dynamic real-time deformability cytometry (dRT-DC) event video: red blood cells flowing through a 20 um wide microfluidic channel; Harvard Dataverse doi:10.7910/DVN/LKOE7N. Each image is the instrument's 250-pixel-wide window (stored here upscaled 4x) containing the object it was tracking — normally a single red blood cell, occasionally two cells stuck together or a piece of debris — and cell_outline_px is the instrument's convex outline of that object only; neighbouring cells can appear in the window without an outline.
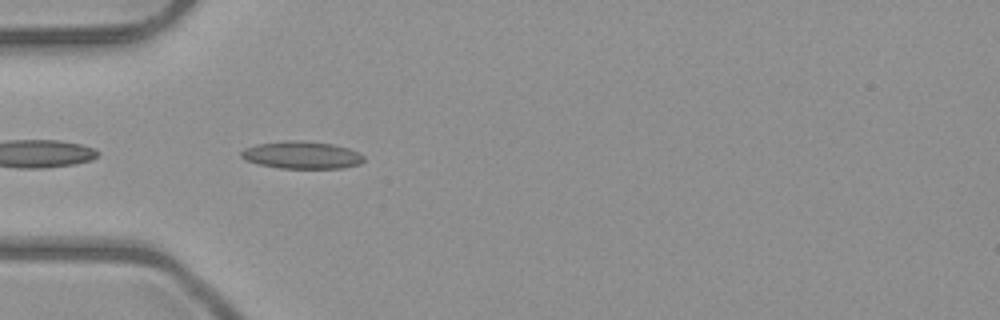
{"species": "common noctule bat (a hibernating species)", "species_latin": "Nyctalus noctula", "temperature_condition": "room temperature", "stored_images_in_passage": 2, "camera_frame_rate_fps": 3000, "um_per_image_px": 0.085, "animal": {"sex": "male", "body_mass_g": 23.1, "forearm_length_mm": 52.7}, "frame": {"image": 1, "passage_image": 2, "time_ms": 1.0, "image_size_px": [1000, 320], "cell_outline_px": [[364, 160], [360, 164], [340, 168], [280, 168], [260, 164], [244, 160], [240, 156], [240, 152], [244, 148], [256, 144], [284, 140], [304, 140], [332, 144], [348, 148], [360, 152], [364, 156]], "centroid_in_image_um": [25.64, 13.16], "position_along_channel_um": 59.4, "area_um2": 19.77}}